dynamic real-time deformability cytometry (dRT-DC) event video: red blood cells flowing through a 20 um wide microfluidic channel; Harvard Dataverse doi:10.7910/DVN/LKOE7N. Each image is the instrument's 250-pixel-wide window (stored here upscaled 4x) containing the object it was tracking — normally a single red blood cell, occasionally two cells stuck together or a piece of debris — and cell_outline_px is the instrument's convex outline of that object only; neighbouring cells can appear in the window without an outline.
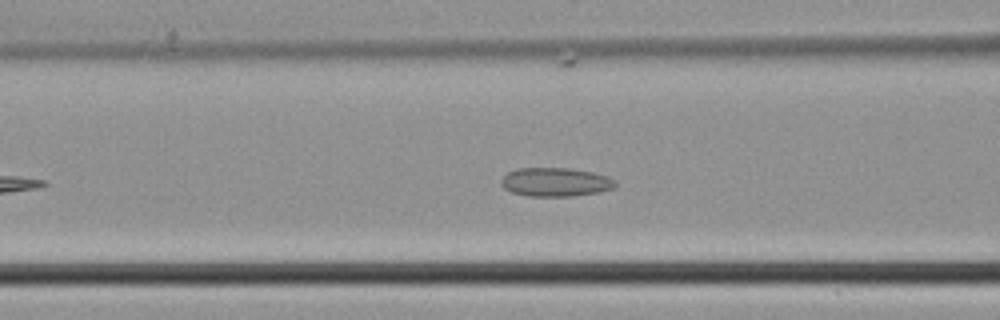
{"species": "common noctule bat (a hibernating species)", "species_latin": "Nyctalus noctula", "temperature_condition": "cold", "stored_images_in_passage": 35, "camera_frame_rate_fps": 3000, "um_per_image_px": 0.085, "animal": {"sex": "male", "body_mass_g": 21.5, "forearm_length_mm": 52.0}, "frame": {"image": 1, "passage_image": 10, "time_ms": 3.0, "image_size_px": [1000, 320], "cell_outline_px": [[616, 184], [612, 188], [600, 192], [572, 196], [528, 196], [512, 192], [504, 188], [500, 184], [500, 180], [508, 172], [516, 168], [568, 168], [592, 172], [608, 176], [616, 180]], "centroid_in_image_um": [47.2, 15.47], "position_along_channel_um": 119.4, "area_um2": 19.19}}
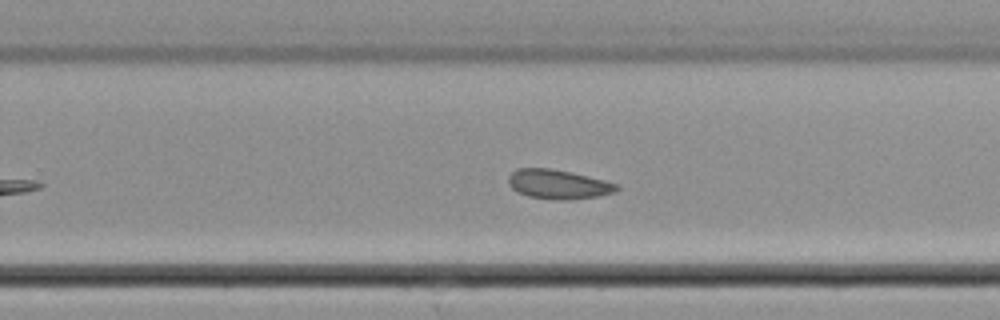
{"frame": {"image": 2, "passage_image": 21, "time_ms": 6.667, "image_size_px": [1000, 320], "cell_outline_px": [[620, 188], [616, 192], [596, 196], [568, 200], [556, 200], [528, 196], [512, 188], [508, 184], [508, 176], [516, 168], [548, 168], [588, 176], [604, 180], [616, 184]], "centroid_in_image_um": [47.43, 15.66], "position_along_channel_um": 282.4, "area_um2": 18.32}}
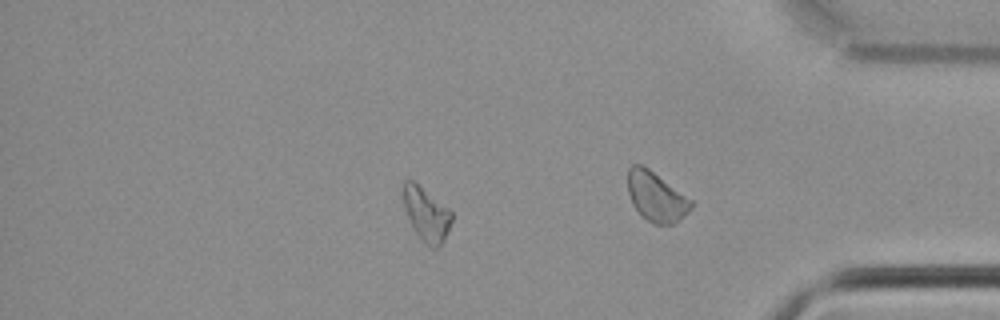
{"frame": {"image": 3, "passage_image": 28, "time_ms": 9.0, "image_size_px": [1000, 320], "cell_outline_px": [[452, 220], [448, 232], [444, 240], [436, 248], [432, 248], [424, 244], [420, 240], [404, 208], [404, 180], [412, 180], [448, 208], [452, 212]], "centroid_in_image_um": [36.26, 18.25], "position_along_channel_um": 398.9, "area_um2": 14.8}}